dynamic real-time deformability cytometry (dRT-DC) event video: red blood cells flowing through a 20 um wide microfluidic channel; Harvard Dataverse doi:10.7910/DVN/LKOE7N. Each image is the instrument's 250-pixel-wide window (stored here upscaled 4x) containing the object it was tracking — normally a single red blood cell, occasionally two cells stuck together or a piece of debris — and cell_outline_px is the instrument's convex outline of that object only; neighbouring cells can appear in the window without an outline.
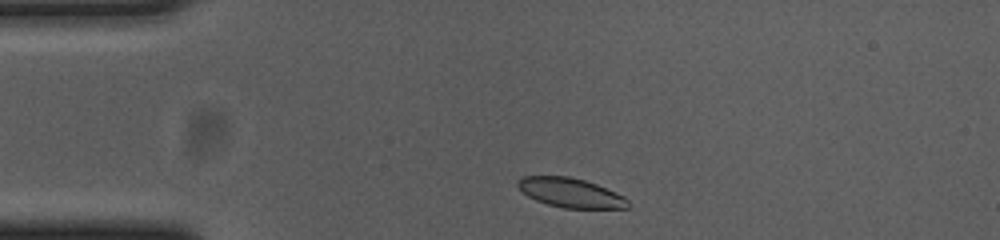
{"species": "common noctule bat (a hibernating species)", "species_latin": "Nyctalus noctula", "temperature_condition": "cold", "stored_images_in_passage": 36, "camera_frame_rate_fps": 3000, "um_per_image_px": 0.085, "animal": {"sex": "female", "body_mass_g": 23.0, "forearm_length_mm": 53.4}, "frame": {"image": 1, "passage_image": 1, "time_ms": 0.0, "image_size_px": [1000, 240], "cell_outline_px": [[628, 208], [564, 208], [548, 204], [536, 200], [528, 196], [516, 184], [516, 180], [524, 176], [568, 176], [584, 180], [596, 184], [616, 192], [624, 196], [628, 200]], "centroid_in_image_um": [48.49, 16.38], "position_along_channel_um": 36.5, "area_um2": 18.73}}
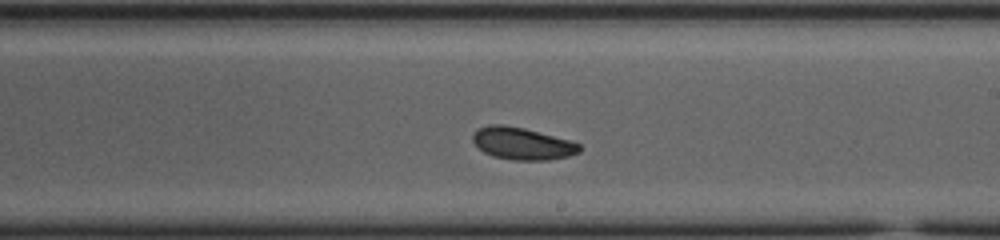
{"frame": {"image": 2, "passage_image": 21, "time_ms": 6.667, "image_size_px": [1000, 240], "cell_outline_px": [[580, 152], [568, 156], [548, 160], [516, 160], [492, 156], [484, 152], [472, 140], [472, 136], [476, 128], [492, 124], [500, 124], [524, 128], [568, 140], [580, 144]], "centroid_in_image_um": [44.36, 12.2], "position_along_channel_um": 244.6, "area_um2": 19.83}}
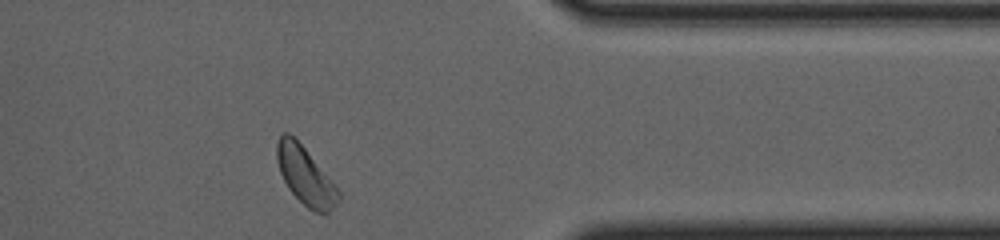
{"frame": {"image": 3, "passage_image": 34, "time_ms": 11.0, "image_size_px": [1000, 240], "cell_outline_px": [[340, 200], [324, 216], [308, 208], [288, 188], [280, 172], [276, 160], [276, 144], [280, 136], [284, 132], [288, 132], [304, 148], [332, 180], [340, 192]], "centroid_in_image_um": [25.96, 14.96], "position_along_channel_um": 385.4, "area_um2": 20.52}}